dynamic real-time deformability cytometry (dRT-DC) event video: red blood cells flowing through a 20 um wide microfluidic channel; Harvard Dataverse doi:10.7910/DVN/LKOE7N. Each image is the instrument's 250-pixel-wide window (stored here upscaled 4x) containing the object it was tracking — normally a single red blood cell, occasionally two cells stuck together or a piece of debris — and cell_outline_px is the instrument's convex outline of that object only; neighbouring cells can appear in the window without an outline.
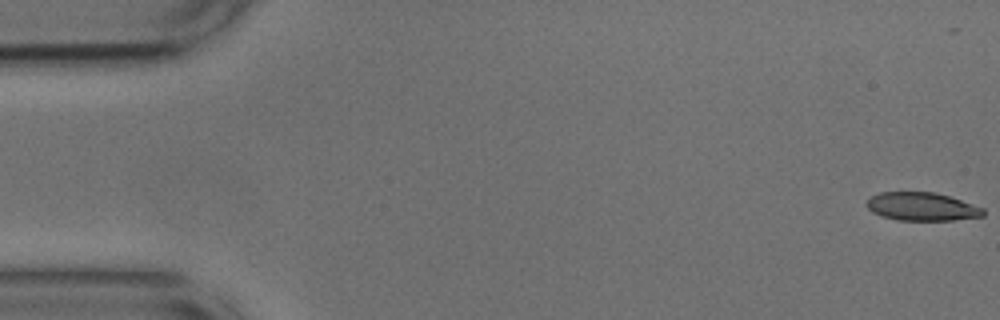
{"species": "common noctule bat (a hibernating species)", "species_latin": "Nyctalus noctula", "temperature_condition": "cold", "stored_images_in_passage": 54, "camera_frame_rate_fps": 3000, "um_per_image_px": 0.085, "animal": {"sex": "male", "body_mass_g": 17.9, "forearm_length_mm": 54.2}, "frame": {"image": 1, "passage_image": 1, "time_ms": 0.0, "image_size_px": [1000, 320], "cell_outline_px": [[984, 216], [952, 220], [896, 220], [872, 212], [868, 208], [868, 200], [872, 196], [880, 192], [932, 192], [948, 196], [984, 208]], "centroid_in_image_um": [78.37, 17.56], "position_along_channel_um": 6.6, "area_um2": 18.9}}
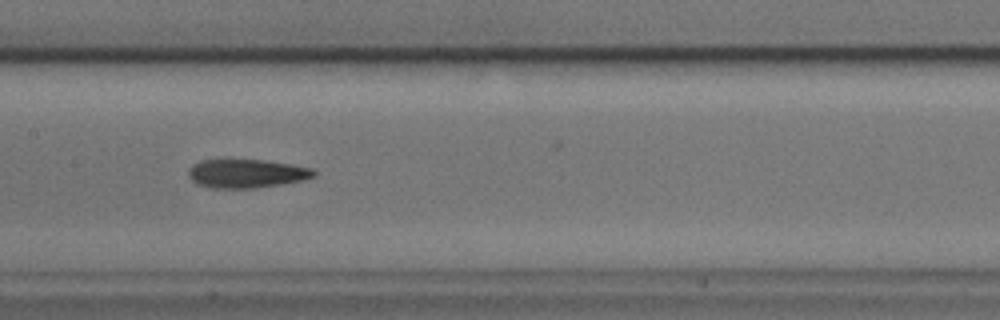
{"frame": {"image": 2, "passage_image": 26, "time_ms": 8.333, "image_size_px": [1000, 320], "cell_outline_px": [[316, 176], [304, 180], [280, 184], [252, 188], [212, 188], [196, 184], [188, 176], [188, 172], [192, 164], [200, 160], [264, 160], [292, 164], [312, 168], [316, 172]], "centroid_in_image_um": [20.95, 14.75], "position_along_channel_um": 186.4, "area_um2": 20.98}}
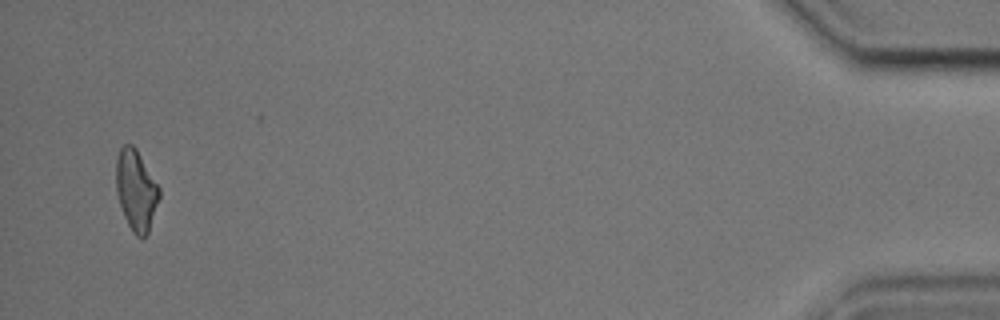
{"frame": {"image": 3, "passage_image": 52, "time_ms": 17.0, "image_size_px": [1000, 320], "cell_outline_px": [[160, 196], [148, 232], [144, 236], [136, 236], [132, 232], [124, 216], [116, 192], [116, 160], [120, 148], [124, 144], [132, 144], [136, 148], [160, 188]], "centroid_in_image_um": [11.56, 16.14], "position_along_channel_um": 423.6, "area_um2": 20.11}, "authors_computed_cell_mechanics": {"area_um2": 20.519, "velocity_mm_per_s": 3.72, "shape_relaxation_time_tau1_ms": 6.5519, "shape_relaxation_time_tau2_ms": 3.6216, "deformation_change_tau1": 0.1967, "deformation_change_tau2": 0.1456}}